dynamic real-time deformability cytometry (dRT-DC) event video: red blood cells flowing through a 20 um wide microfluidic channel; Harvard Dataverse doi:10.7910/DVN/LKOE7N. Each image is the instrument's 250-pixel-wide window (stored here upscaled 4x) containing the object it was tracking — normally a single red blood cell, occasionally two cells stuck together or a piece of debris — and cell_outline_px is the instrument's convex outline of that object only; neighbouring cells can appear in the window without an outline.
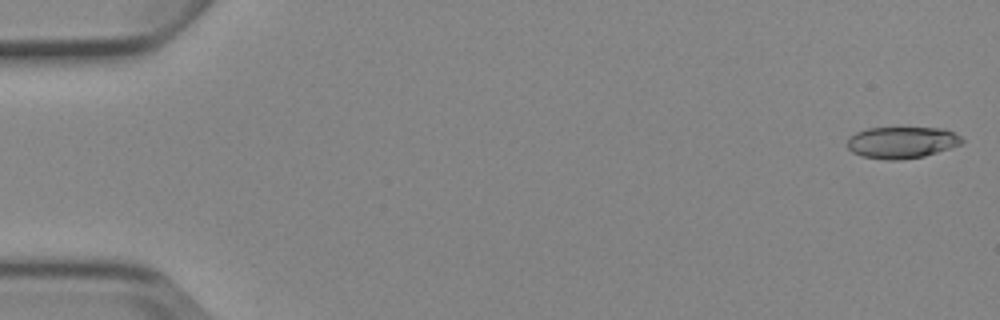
{"species": "Egyptian fruit bat (a non-hibernating species)", "species_latin": "Rousettus aegyptiacus", "temperature_condition": "cold", "stored_images_in_passage": 5, "camera_frame_rate_fps": 3000, "um_per_image_px": 0.085, "animal": {"sex": "female"}, "frame": {"image": 1, "passage_image": 1, "time_ms": 0.0, "image_size_px": [1000, 320], "cell_outline_px": [[964, 144], [924, 156], [896, 160], [888, 160], [864, 156], [852, 152], [848, 148], [848, 136], [856, 132], [868, 128], [944, 128], [960, 136], [964, 140]], "centroid_in_image_um": [76.67, 12.1], "position_along_channel_um": 8.3, "area_um2": 21.1}}
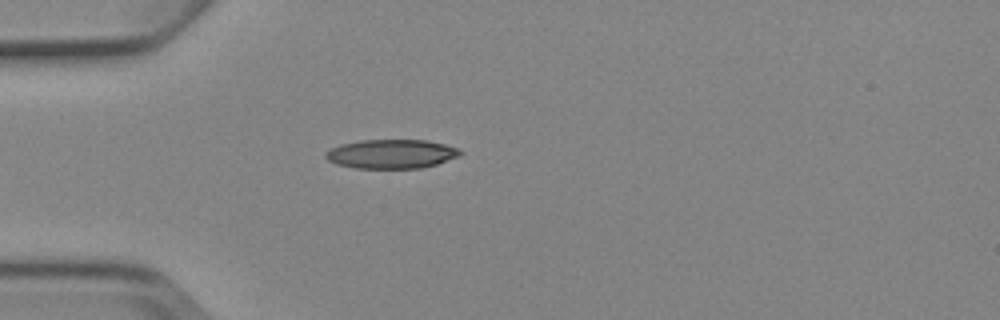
{"frame": {"image": 2, "passage_image": 5, "time_ms": 4.667, "image_size_px": [1000, 320], "cell_outline_px": [[464, 152], [460, 156], [436, 164], [420, 168], [356, 168], [336, 164], [328, 160], [324, 156], [324, 152], [340, 144], [360, 140], [428, 140], [460, 148]], "centroid_in_image_um": [33.28, 13.08], "position_along_channel_um": 51.7, "area_um2": 22.95}}